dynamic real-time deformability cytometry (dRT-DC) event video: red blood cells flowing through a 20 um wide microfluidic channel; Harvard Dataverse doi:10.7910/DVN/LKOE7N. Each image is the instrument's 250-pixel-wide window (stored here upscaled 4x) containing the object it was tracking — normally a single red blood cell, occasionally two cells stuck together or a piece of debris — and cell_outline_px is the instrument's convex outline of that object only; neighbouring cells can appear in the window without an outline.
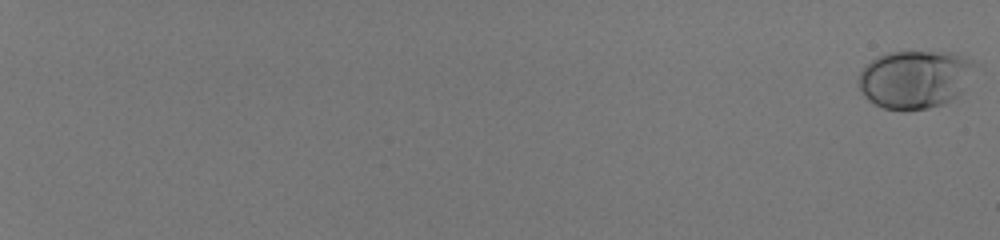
{"species": "human", "species_latin": "Homo sapiens", "temperature_condition": "room temperature", "stored_images_in_passage": 60, "camera_frame_rate_fps": 3000, "um_per_image_px": 0.085, "donor": {"sex": "male"}, "frame": {"image": 1, "passage_image": 1, "time_ms": 0.0, "image_size_px": [1000, 240], "cell_outline_px": [[972, 64], [964, 88], [956, 96], [944, 104], [928, 108], [904, 112], [884, 108], [868, 100], [860, 92], [856, 84], [856, 80], [860, 72], [876, 56], [888, 52], [952, 52], [964, 56], [972, 60]], "centroid_in_image_um": [77.67, 6.75], "position_along_channel_um": 7.3, "area_um2": 39.36}}
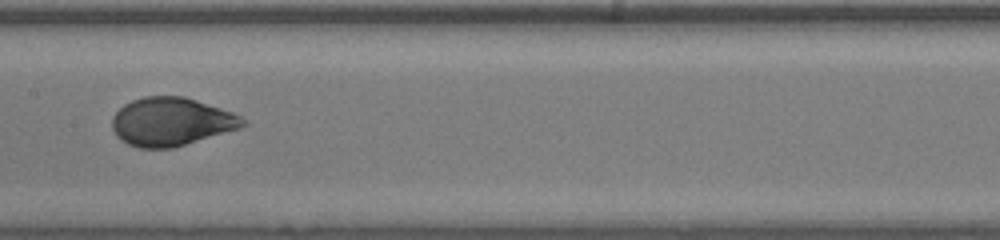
{"frame": {"image": 2, "passage_image": 38, "time_ms": 12.333, "image_size_px": [1000, 240], "cell_outline_px": [[248, 124], [240, 128], [172, 148], [140, 148], [128, 144], [120, 140], [116, 136], [112, 128], [112, 116], [124, 104], [132, 100], [144, 96], [184, 96], [232, 112], [248, 120]], "centroid_in_image_um": [14.55, 10.34], "position_along_channel_um": 192.9, "area_um2": 36.82}}
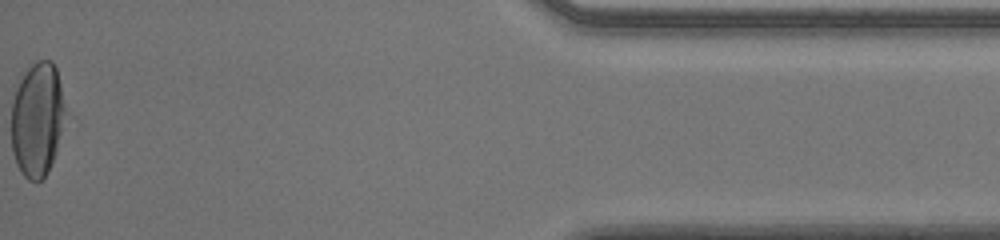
{"frame": {"image": 3, "passage_image": 60, "time_ms": 19.667, "image_size_px": [1000, 240], "cell_outline_px": [[68, 112], [56, 152], [48, 172], [40, 180], [28, 180], [24, 176], [16, 164], [12, 152], [12, 100], [20, 72], [36, 60], [52, 60], [56, 68]], "centroid_in_image_um": [3.18, 10.08], "position_along_channel_um": 432.0, "area_um2": 36.93}, "authors_computed_cell_mechanics": {"area_um2": 36.1539, "velocity_mm_per_s": 4.0167, "shape_relaxation_time_tau1_ms": 3.3807, "shape_relaxation_time_tau2_ms": null, "deformation_change_tau1": 0.1737, "deformation_change_tau2": null}}